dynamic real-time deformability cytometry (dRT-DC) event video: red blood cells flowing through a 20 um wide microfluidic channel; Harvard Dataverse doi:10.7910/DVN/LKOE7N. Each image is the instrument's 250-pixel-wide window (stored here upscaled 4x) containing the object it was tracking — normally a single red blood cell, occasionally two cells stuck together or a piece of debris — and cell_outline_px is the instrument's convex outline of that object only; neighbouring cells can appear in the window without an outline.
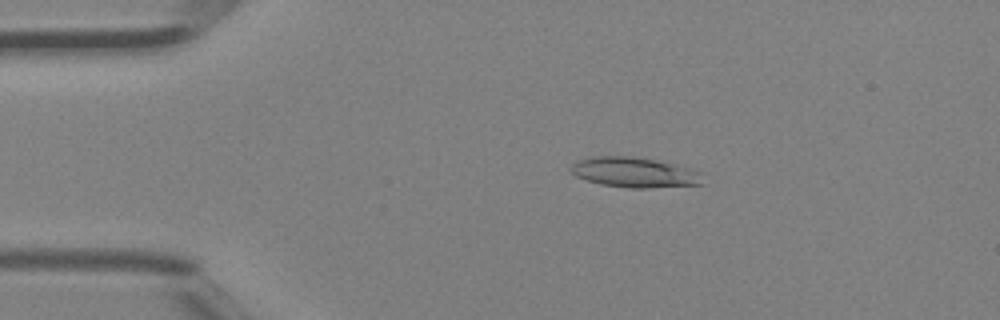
{"species": "Egyptian fruit bat (a non-hibernating species)", "species_latin": "Rousettus aegyptiacus", "temperature_condition": "room temperature", "stored_images_in_passage": 3, "camera_frame_rate_fps": 3000, "um_per_image_px": 0.085, "animal": {"sex": "female"}, "frame": {"image": 1, "passage_image": 2, "time_ms": 0.333, "image_size_px": [1000, 320], "cell_outline_px": [[704, 184], [648, 188], [628, 188], [600, 184], [576, 176], [568, 168], [576, 160], [592, 156], [632, 156], [656, 160], [676, 164], [704, 172]], "centroid_in_image_um": [53.97, 14.65], "position_along_channel_um": 31.0, "area_um2": 23.58}}